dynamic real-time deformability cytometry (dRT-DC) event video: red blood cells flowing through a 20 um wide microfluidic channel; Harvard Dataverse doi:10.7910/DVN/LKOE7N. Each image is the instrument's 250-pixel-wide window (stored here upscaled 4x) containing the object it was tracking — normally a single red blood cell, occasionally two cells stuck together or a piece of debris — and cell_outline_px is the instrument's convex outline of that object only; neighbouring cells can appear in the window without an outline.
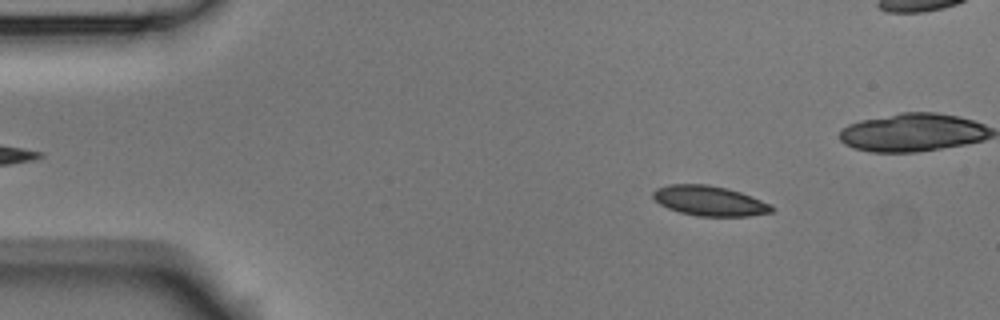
{"species": "Egyptian fruit bat (a non-hibernating species)", "species_latin": "Rousettus aegyptiacus", "temperature_condition": "room temperature", "stored_images_in_passage": 4, "camera_frame_rate_fps": 3000, "um_per_image_px": 0.085, "animal": {"sex": "male"}, "frame": {"image": 1, "passage_image": 2, "time_ms": 0.333, "image_size_px": [1000, 320], "cell_outline_px": [[776, 208], [772, 212], [748, 216], [700, 216], [680, 212], [668, 208], [660, 204], [652, 196], [652, 192], [656, 188], [668, 184], [708, 184], [740, 192], [752, 196], [772, 204]], "centroid_in_image_um": [60.32, 17.07], "position_along_channel_um": 24.7, "area_um2": 20.75}}